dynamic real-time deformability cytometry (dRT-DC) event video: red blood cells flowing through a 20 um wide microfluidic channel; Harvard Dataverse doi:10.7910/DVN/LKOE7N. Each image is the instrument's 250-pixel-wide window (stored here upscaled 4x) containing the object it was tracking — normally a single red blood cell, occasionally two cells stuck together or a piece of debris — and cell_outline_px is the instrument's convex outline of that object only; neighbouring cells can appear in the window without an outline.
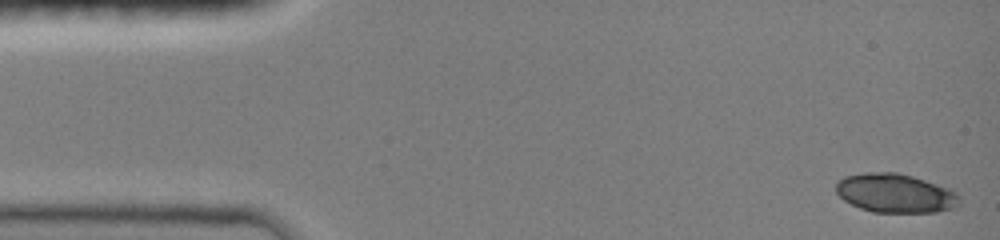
{"species": "common noctule bat (a hibernating species)", "species_latin": "Nyctalus noctula", "temperature_condition": "room temperature", "stored_images_in_passage": 47, "camera_frame_rate_fps": 3000, "um_per_image_px": 0.085, "animal": {"sex": "female", "body_mass_g": 19.0, "forearm_length_mm": 51.5}, "frame": {"image": 1, "passage_image": 1, "time_ms": 0.0, "image_size_px": [1000, 240], "cell_outline_px": [[960, 204], [952, 208], [936, 212], [872, 212], [860, 208], [844, 200], [836, 192], [836, 180], [844, 176], [864, 172], [896, 172], [912, 176], [948, 188], [956, 192], [960, 196]], "centroid_in_image_um": [76.08, 16.41], "position_along_channel_um": 8.9, "area_um2": 28.09}}
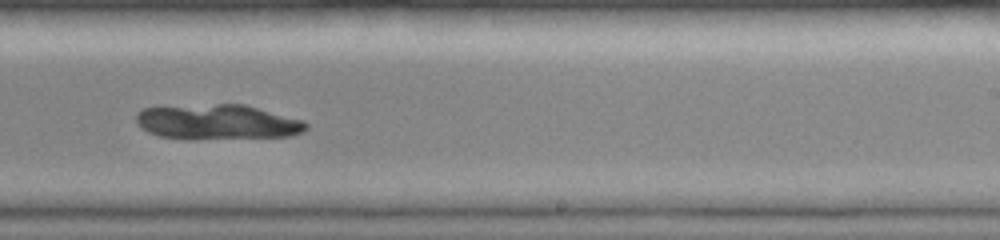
{"frame": {"image": 2, "passage_image": 29, "time_ms": 9.333, "image_size_px": [1000, 240], "cell_outline_px": [[308, 128], [304, 132], [292, 136], [160, 136], [148, 132], [140, 128], [136, 120], [136, 112], [140, 108], [216, 104], [244, 104], [304, 120], [308, 124]], "centroid_in_image_um": [18.51, 10.31], "position_along_channel_um": 270.5, "area_um2": 33.29}}
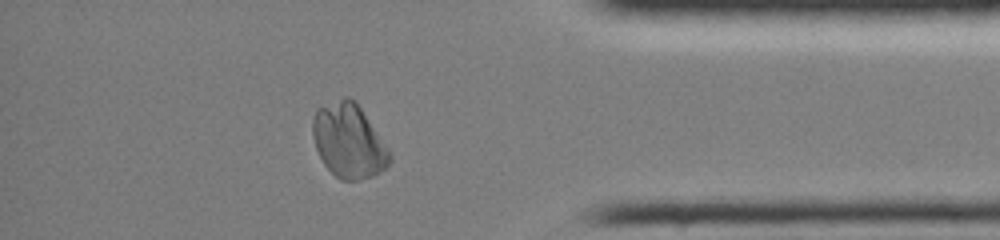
{"frame": {"image": 3, "passage_image": 40, "time_ms": 13.0, "image_size_px": [1000, 240], "cell_outline_px": [[392, 160], [380, 172], [372, 176], [356, 180], [340, 180], [324, 164], [316, 148], [312, 136], [312, 120], [316, 108], [344, 96], [348, 96], [356, 100], [388, 148], [392, 156]], "centroid_in_image_um": [29.63, 11.95], "position_along_channel_um": 405.6, "area_um2": 33.41}}